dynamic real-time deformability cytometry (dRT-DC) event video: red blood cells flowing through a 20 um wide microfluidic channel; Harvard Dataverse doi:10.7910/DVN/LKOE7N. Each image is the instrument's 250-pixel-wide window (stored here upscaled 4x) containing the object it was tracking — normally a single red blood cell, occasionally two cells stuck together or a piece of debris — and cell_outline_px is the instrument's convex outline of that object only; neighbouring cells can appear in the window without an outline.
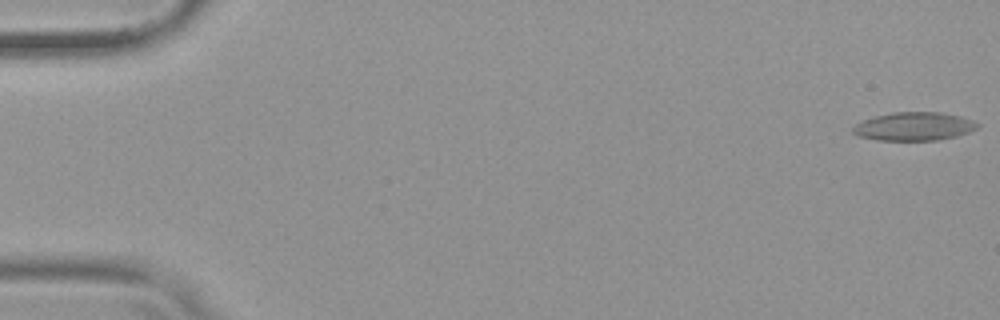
{"species": "common noctule bat (a hibernating species)", "species_latin": "Nyctalus noctula", "temperature_condition": "warm", "stored_images_in_passage": 55, "camera_frame_rate_fps": 3000, "um_per_image_px": 0.085, "animal": {"sex": "female", "body_mass_g": 19.9}, "frame": {"image": 1, "passage_image": 1, "time_ms": 0.0, "image_size_px": [1000, 320], "cell_outline_px": [[980, 124], [976, 128], [968, 132], [956, 136], [936, 140], [876, 140], [860, 136], [852, 132], [852, 128], [856, 124], [864, 120], [876, 116], [892, 112], [940, 112], [960, 116], [972, 120]], "centroid_in_image_um": [77.69, 10.74], "position_along_channel_um": 7.3, "area_um2": 20.4}}
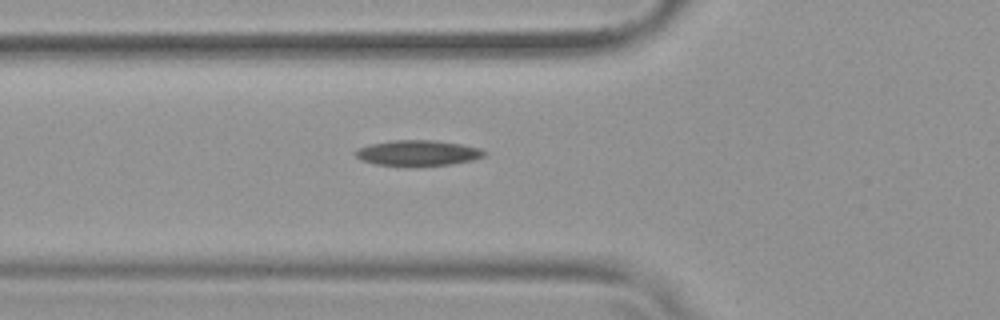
{"frame": {"image": 2, "passage_image": 20, "time_ms": 6.333, "image_size_px": [1000, 320], "cell_outline_px": [[488, 152], [484, 156], [472, 160], [452, 164], [420, 168], [412, 168], [376, 164], [360, 160], [352, 152], [356, 148], [372, 144], [396, 140], [432, 140], [460, 144], [480, 148]], "centroid_in_image_um": [35.49, 13.04], "position_along_channel_um": 90.3, "area_um2": 19.83}}
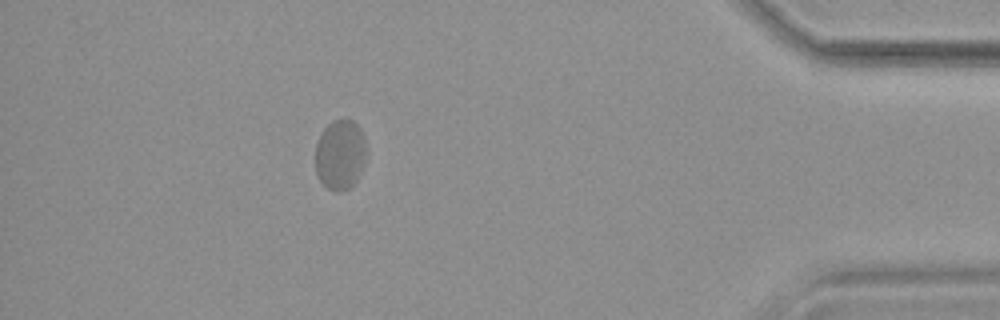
{"frame": {"image": 3, "passage_image": 49, "time_ms": 16.0, "image_size_px": [1000, 320], "cell_outline_px": [[368, 152], [364, 164], [356, 180], [348, 188], [340, 192], [336, 192], [328, 188], [316, 176], [316, 144], [324, 128], [332, 120], [352, 120], [360, 128], [364, 136]], "centroid_in_image_um": [28.93, 13.14], "position_along_channel_um": 406.3, "area_um2": 20.92}}